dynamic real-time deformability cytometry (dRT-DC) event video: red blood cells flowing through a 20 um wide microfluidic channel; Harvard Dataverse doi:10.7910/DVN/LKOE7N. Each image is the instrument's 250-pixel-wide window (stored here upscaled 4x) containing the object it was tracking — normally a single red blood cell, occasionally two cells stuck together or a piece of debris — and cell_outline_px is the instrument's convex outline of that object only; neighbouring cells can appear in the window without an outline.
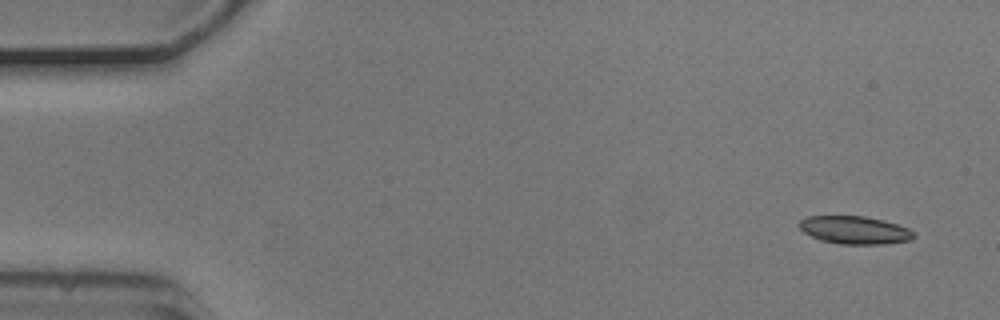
{"species": "common noctule bat (a hibernating species)", "species_latin": "Nyctalus noctula", "temperature_condition": "cold", "stored_images_in_passage": 7, "camera_frame_rate_fps": 3000, "um_per_image_px": 0.085, "animal": {"sex": "male", "body_mass_g": 20.5, "forearm_length_mm": 52.5}, "frame": {"image": 1, "passage_image": 1, "time_ms": 0.0, "image_size_px": [1000, 320], "cell_outline_px": [[916, 236], [912, 240], [888, 244], [840, 244], [820, 240], [804, 232], [800, 228], [800, 220], [808, 216], [864, 216], [884, 220], [908, 228], [916, 232]], "centroid_in_image_um": [72.71, 19.56], "position_along_channel_um": 12.3, "area_um2": 18.73}}
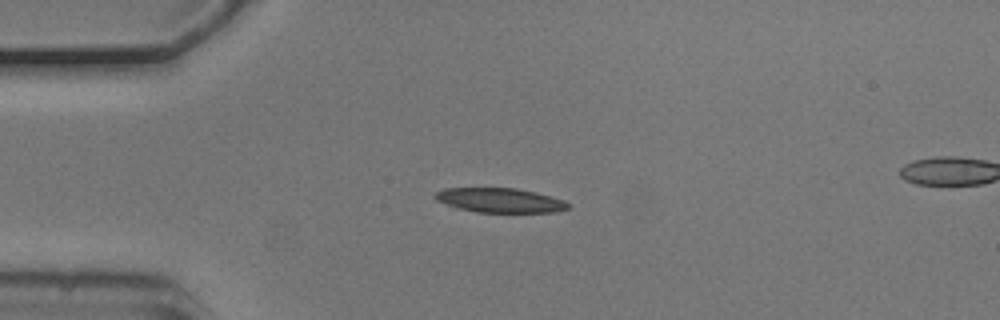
{"frame": {"image": 2, "passage_image": 4, "time_ms": 1.0, "image_size_px": [1000, 320], "cell_outline_px": [[568, 208], [556, 212], [476, 212], [456, 208], [444, 204], [436, 200], [432, 196], [436, 192], [444, 188], [516, 188], [536, 192], [564, 200], [568, 204]], "centroid_in_image_um": [42.44, 17.02], "position_along_channel_um": 42.6, "area_um2": 19.02}}